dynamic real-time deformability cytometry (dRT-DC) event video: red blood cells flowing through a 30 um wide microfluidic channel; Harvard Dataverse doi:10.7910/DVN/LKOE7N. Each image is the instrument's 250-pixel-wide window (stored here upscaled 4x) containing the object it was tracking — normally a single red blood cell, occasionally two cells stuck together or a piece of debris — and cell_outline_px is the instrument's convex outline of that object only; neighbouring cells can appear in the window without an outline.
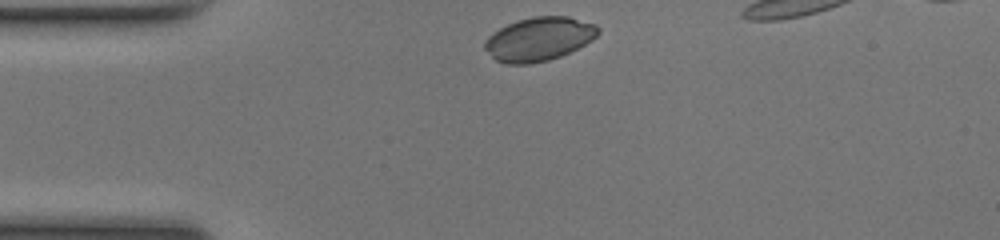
{"species": "common noctule bat (a hibernating species)", "species_latin": "Nyctalus noctula", "temperature_condition": "room temperature", "stored_images_in_passage": 31, "camera_frame_rate_fps": 3000, "um_per_image_px": 0.085, "animal": {"sex": "female", "body_mass_g": 17.0, "forearm_length_mm": 48.0}, "frame": {"image": 1, "passage_image": 1, "time_ms": 0.0, "image_size_px": [1000, 240], "cell_outline_px": [[600, 32], [592, 40], [560, 56], [548, 60], [528, 64], [504, 64], [496, 60], [484, 48], [484, 40], [492, 32], [516, 20], [532, 16], [568, 16], [596, 24], [600, 28]], "centroid_in_image_um": [45.8, 3.3], "position_along_channel_um": 39.2, "area_um2": 28.9}}
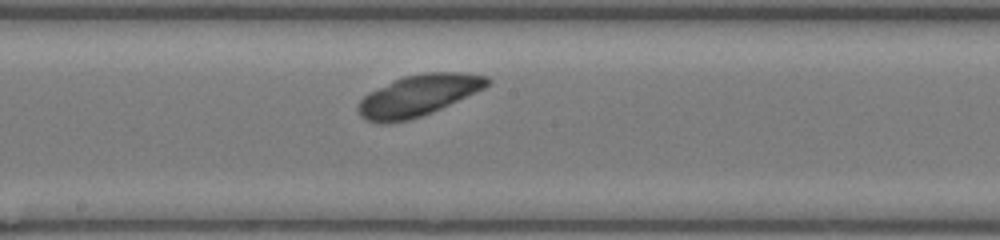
{"frame": {"image": 2, "passage_image": 16, "time_ms": 5.0, "image_size_px": [1000, 240], "cell_outline_px": [[492, 80], [484, 88], [476, 92], [432, 112], [408, 120], [388, 124], [380, 124], [364, 120], [360, 116], [356, 108], [360, 100], [368, 92], [404, 76], [424, 72], [464, 72], [488, 76]], "centroid_in_image_um": [35.53, 8.12], "position_along_channel_um": 212.7, "area_um2": 31.15}}
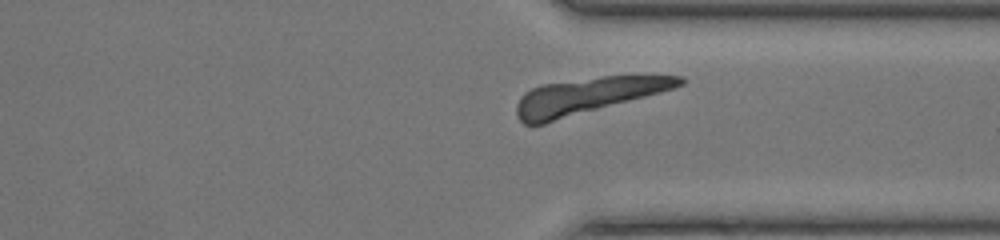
{"frame": {"image": 3, "passage_image": 27, "time_ms": 8.667, "image_size_px": [1000, 240], "cell_outline_px": [[684, 84], [660, 92], [544, 124], [524, 124], [520, 120], [516, 112], [516, 104], [520, 96], [524, 92], [540, 84], [600, 76], [684, 76]], "centroid_in_image_um": [49.87, 8.14], "position_along_channel_um": 361.5, "area_um2": 33.99}}